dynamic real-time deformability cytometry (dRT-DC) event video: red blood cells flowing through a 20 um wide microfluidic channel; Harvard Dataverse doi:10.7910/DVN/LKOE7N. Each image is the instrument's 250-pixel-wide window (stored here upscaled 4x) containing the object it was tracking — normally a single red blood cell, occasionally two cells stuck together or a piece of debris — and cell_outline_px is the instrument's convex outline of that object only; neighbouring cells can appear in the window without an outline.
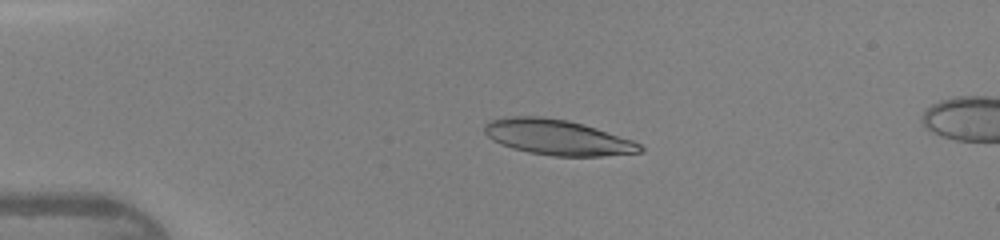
{"species": "human", "species_latin": "Homo sapiens", "temperature_condition": "warm", "stored_images_in_passage": 38, "camera_frame_rate_fps": 3000, "um_per_image_px": 0.085, "donor": {"sex": "female"}, "frame": {"image": 1, "passage_image": 2, "time_ms": 0.333, "image_size_px": [1000, 240], "cell_outline_px": [[644, 152], [600, 156], [552, 156], [528, 152], [512, 148], [500, 144], [492, 140], [484, 132], [484, 124], [488, 120], [508, 116], [540, 116], [568, 120], [584, 124], [632, 140], [640, 144], [644, 148]], "centroid_in_image_um": [47.35, 11.67], "position_along_channel_um": 37.6, "area_um2": 32.25}}
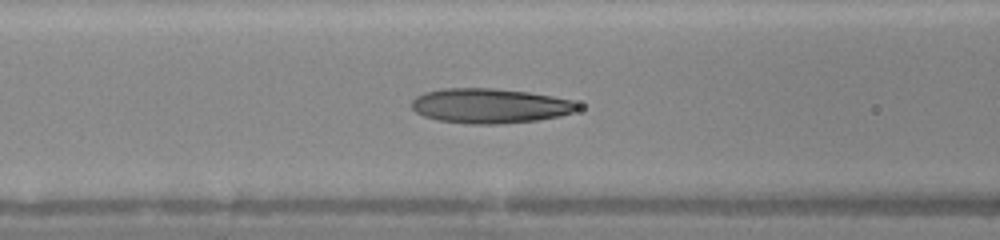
{"frame": {"image": 2, "passage_image": 11, "time_ms": 3.333, "image_size_px": [1000, 240], "cell_outline_px": [[584, 104], [580, 108], [572, 112], [560, 116], [536, 120], [500, 124], [468, 124], [440, 120], [424, 116], [416, 112], [412, 108], [412, 100], [416, 96], [424, 92], [440, 88], [492, 88], [528, 92], [552, 96], [572, 100]], "centroid_in_image_um": [41.66, 8.99], "position_along_channel_um": 124.9, "area_um2": 33.81}}
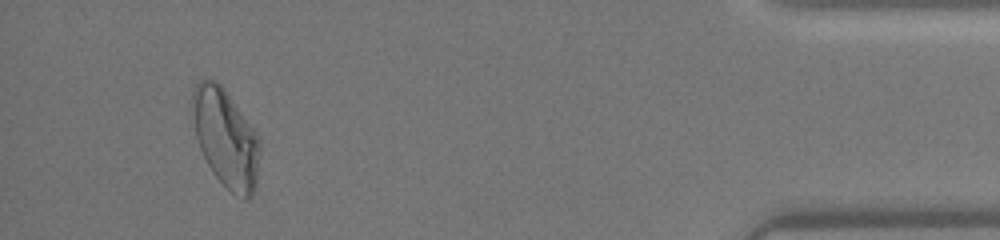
{"frame": {"image": 3, "passage_image": 35, "time_ms": 11.333, "image_size_px": [1000, 240], "cell_outline_px": [[260, 152], [256, 184], [252, 196], [244, 200], [236, 196], [212, 172], [200, 148], [196, 136], [192, 100], [192, 92], [196, 84], [200, 80], [216, 80], [224, 88], [256, 132], [260, 140]], "centroid_in_image_um": [19.21, 11.75], "position_along_channel_um": 416.0, "area_um2": 38.15}, "authors_computed_cell_mechanics": {"area_um2": 33.2061, "velocity_mm_per_s": 4.3529, "shape_relaxation_time_tau1_ms": 4.5381, "shape_relaxation_time_tau2_ms": 1.569, "deformation_change_tau1": 0.1827, "deformation_change_tau2": 0.1029}}